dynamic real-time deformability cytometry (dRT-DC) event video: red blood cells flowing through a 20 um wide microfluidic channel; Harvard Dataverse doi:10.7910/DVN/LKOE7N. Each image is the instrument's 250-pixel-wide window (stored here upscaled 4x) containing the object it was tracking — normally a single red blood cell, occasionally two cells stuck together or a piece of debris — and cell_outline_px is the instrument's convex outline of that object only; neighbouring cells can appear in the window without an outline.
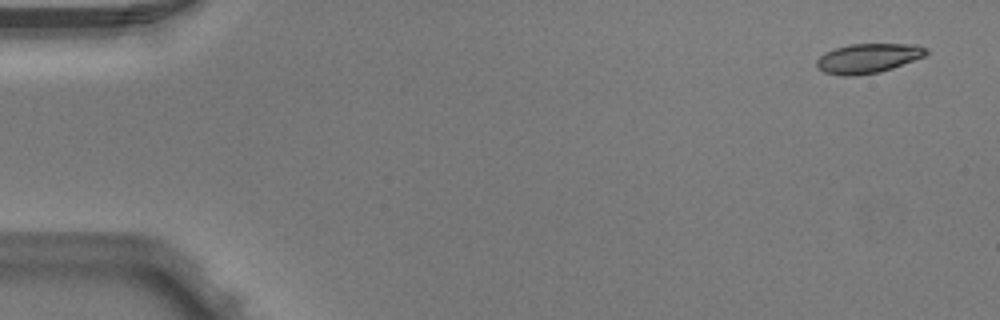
{"species": "Egyptian fruit bat (a non-hibernating species)", "species_latin": "Rousettus aegyptiacus", "temperature_condition": "warm", "stored_images_in_passage": 6, "camera_frame_rate_fps": 3000, "um_per_image_px": 0.085, "animal": {"sex": "male"}, "frame": {"image": 1, "passage_image": 1, "time_ms": 0.0, "image_size_px": [1000, 320], "cell_outline_px": [[928, 52], [924, 56], [892, 68], [880, 72], [856, 76], [844, 76], [824, 72], [816, 68], [816, 60], [820, 56], [836, 48], [852, 44], [916, 44], [924, 48]], "centroid_in_image_um": [73.76, 4.96], "position_along_channel_um": 11.2, "area_um2": 18.67}}
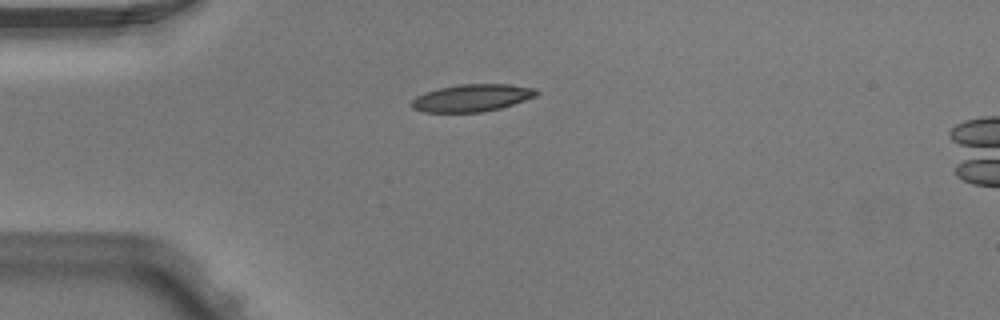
{"frame": {"image": 2, "passage_image": 4, "time_ms": 1.0, "image_size_px": [1000, 320], "cell_outline_px": [[540, 92], [536, 96], [500, 108], [484, 112], [424, 112], [412, 108], [412, 100], [416, 96], [440, 88], [460, 84], [508, 84], [536, 88]], "centroid_in_image_um": [40.14, 8.32], "position_along_channel_um": 44.9, "area_um2": 19.71}}
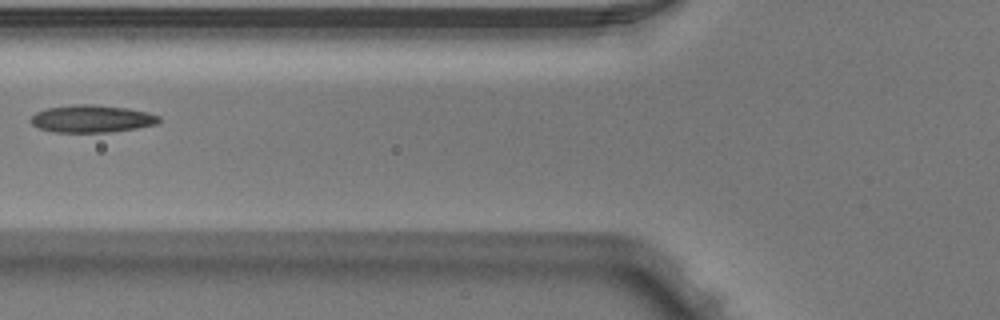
{"frame": {"image": 3, "passage_image": 6, "time_ms": 1.667, "image_size_px": [1000, 320], "cell_outline_px": [[160, 120], [156, 124], [136, 128], [108, 132], [52, 132], [40, 128], [32, 124], [32, 116], [36, 112], [48, 108], [80, 104], [92, 104], [128, 108], [148, 112], [160, 116]], "centroid_in_image_um": [7.83, 10.09], "position_along_channel_um": 118.0, "area_um2": 20.29}}